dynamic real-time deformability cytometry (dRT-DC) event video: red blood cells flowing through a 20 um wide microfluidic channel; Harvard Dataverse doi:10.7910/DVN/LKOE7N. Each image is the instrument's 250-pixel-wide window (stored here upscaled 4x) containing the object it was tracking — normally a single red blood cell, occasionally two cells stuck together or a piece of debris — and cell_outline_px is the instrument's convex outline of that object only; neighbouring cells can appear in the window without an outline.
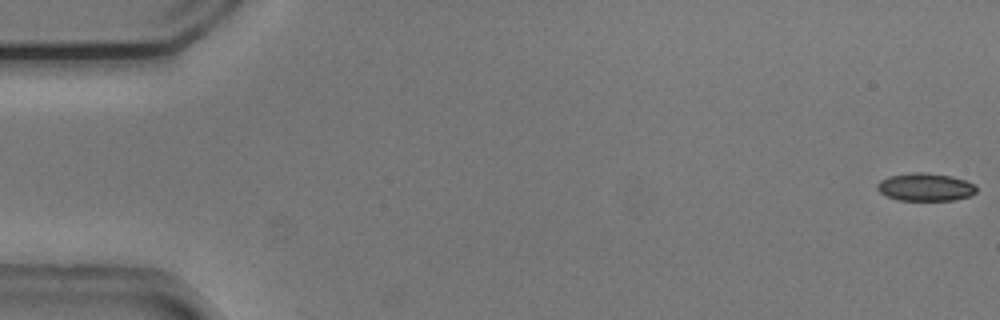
{"species": "common noctule bat (a hibernating species)", "species_latin": "Nyctalus noctula", "temperature_condition": "cold", "stored_images_in_passage": 2, "camera_frame_rate_fps": 3000, "um_per_image_px": 0.085, "animal": {"sex": "male", "body_mass_g": 20.5, "forearm_length_mm": 52.5}, "frame": {"image": 1, "passage_image": 1, "time_ms": 0.0, "image_size_px": [1000, 320], "cell_outline_px": [[976, 192], [972, 196], [952, 200], [900, 200], [888, 196], [880, 192], [876, 188], [876, 184], [880, 180], [888, 176], [912, 172], [924, 172], [948, 176], [964, 180], [976, 184]], "centroid_in_image_um": [78.65, 15.9], "position_along_channel_um": 6.3, "area_um2": 16.07}}